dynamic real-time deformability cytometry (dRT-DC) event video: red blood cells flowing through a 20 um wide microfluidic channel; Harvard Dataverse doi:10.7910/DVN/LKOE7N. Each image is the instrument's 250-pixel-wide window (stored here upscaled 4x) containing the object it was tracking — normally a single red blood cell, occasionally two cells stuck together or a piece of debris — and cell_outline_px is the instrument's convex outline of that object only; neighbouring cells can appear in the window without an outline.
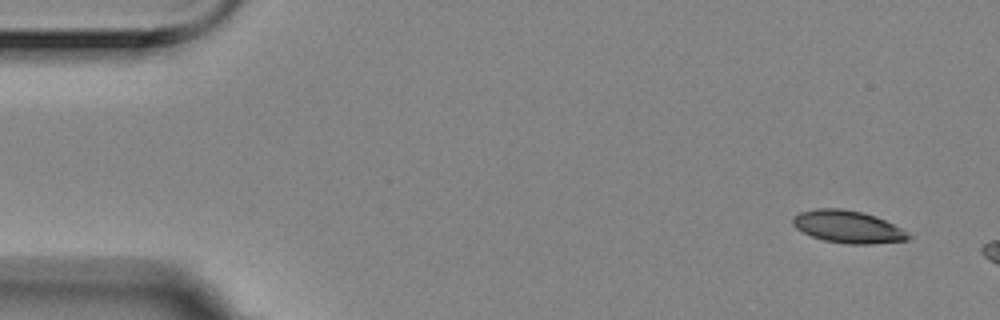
{"species": "Egyptian fruit bat (a non-hibernating species)", "species_latin": "Rousettus aegyptiacus", "temperature_condition": "room temperature", "stored_images_in_passage": 3, "camera_frame_rate_fps": 3000, "um_per_image_px": 0.085, "animal": {"sex": "female"}, "frame": {"image": 1, "passage_image": 1, "time_ms": 0.0, "image_size_px": [1000, 320], "cell_outline_px": [[912, 236], [908, 240], [872, 244], [848, 244], [824, 240], [812, 236], [796, 228], [792, 224], [792, 216], [800, 212], [816, 208], [840, 208], [860, 212], [876, 216], [900, 228]], "centroid_in_image_um": [72.04, 19.27], "position_along_channel_um": 13.0, "area_um2": 21.68}}